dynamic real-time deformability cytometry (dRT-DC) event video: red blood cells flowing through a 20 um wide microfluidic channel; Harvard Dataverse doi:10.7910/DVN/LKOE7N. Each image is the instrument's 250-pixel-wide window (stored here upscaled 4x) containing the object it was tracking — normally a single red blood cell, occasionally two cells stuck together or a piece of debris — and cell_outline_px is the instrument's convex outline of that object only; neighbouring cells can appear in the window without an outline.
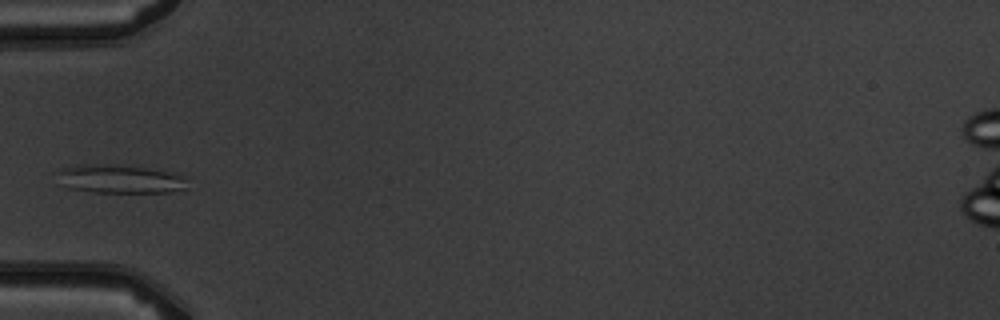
{"species": "common noctule bat (a hibernating species)", "species_latin": "Nyctalus noctula", "temperature_condition": "warm", "stored_images_in_passage": 4, "camera_frame_rate_fps": 3000, "um_per_image_px": 0.085, "animal": {"sex": "male", "body_mass_g": 19.5, "forearm_length_mm": 54.6}, "frame": {"image": 1, "passage_image": 2, "time_ms": 1.333, "image_size_px": [1000, 320], "cell_outline_px": [[188, 188], [172, 192], [92, 192], [68, 188], [52, 172], [60, 168], [76, 164], [116, 164], [172, 172], [188, 176]], "centroid_in_image_um": [10.19, 15.2], "position_along_channel_um": 74.8, "area_um2": 22.2}}
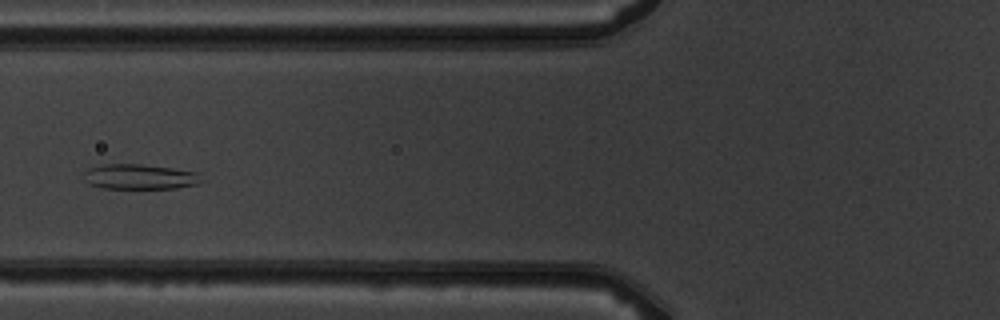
{"frame": {"image": 2, "passage_image": 3, "time_ms": 2.333, "image_size_px": [1000, 320], "cell_outline_px": [[204, 180], [200, 184], [176, 188], [104, 188], [88, 184], [84, 180], [80, 172], [88, 168], [100, 164], [140, 164], [172, 168], [196, 172]], "centroid_in_image_um": [11.82, 15.02], "position_along_channel_um": 114.0, "area_um2": 17.51}}